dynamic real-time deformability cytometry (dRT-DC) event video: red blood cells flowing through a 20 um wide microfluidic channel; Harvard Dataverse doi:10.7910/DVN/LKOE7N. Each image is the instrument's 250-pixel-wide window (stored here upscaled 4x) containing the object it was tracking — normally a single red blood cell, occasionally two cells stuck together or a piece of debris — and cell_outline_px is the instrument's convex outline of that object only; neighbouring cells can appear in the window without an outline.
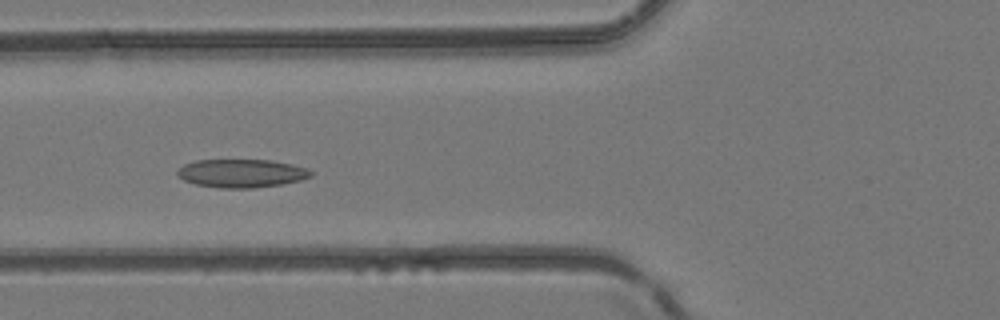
{"species": "common noctule bat (a hibernating species)", "species_latin": "Nyctalus noctula", "temperature_condition": "room temperature", "stored_images_in_passage": 4, "camera_frame_rate_fps": 3000, "um_per_image_px": 0.085, "animal": {"sex": "female", "body_mass_g": 24.6, "forearm_length_mm": 56.2}, "frame": {"image": 1, "passage_image": 3, "time_ms": 0.667, "image_size_px": [1000, 320], "cell_outline_px": [[312, 176], [300, 180], [280, 184], [252, 188], [220, 188], [196, 184], [184, 180], [176, 176], [176, 172], [184, 164], [196, 160], [272, 160], [292, 164], [304, 168], [312, 172]], "centroid_in_image_um": [20.49, 14.73], "position_along_channel_um": 105.3, "area_um2": 21.91}}
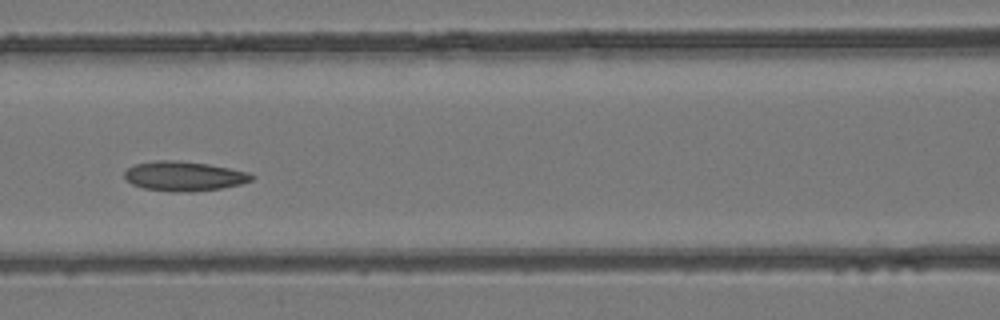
{"frame": {"image": 2, "passage_image": 4, "time_ms": 1.0, "image_size_px": [1000, 320], "cell_outline_px": [[252, 180], [240, 184], [220, 188], [192, 192], [168, 192], [144, 188], [132, 184], [124, 176], [124, 172], [128, 168], [136, 164], [156, 160], [176, 160], [208, 164], [248, 172], [252, 176]], "centroid_in_image_um": [15.61, 14.98], "position_along_channel_um": 151.0, "area_um2": 21.79}}